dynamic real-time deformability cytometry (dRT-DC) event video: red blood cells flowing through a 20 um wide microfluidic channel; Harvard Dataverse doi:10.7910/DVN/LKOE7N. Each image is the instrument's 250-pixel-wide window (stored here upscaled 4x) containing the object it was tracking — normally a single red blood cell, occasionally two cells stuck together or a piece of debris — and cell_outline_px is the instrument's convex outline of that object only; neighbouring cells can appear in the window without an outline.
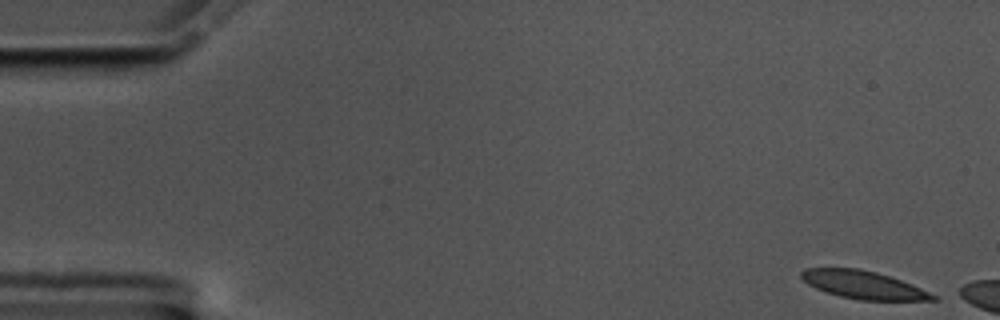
{"species": "common noctule bat (a hibernating species)", "species_latin": "Nyctalus noctula", "temperature_condition": "cold", "stored_images_in_passage": 12, "camera_frame_rate_fps": 3000, "um_per_image_px": 0.085, "animal": {"sex": "male", "body_mass_g": 17.5, "forearm_length_mm": 52.3}, "frame": {"image": 1, "passage_image": 1, "time_ms": 0.0, "image_size_px": [1000, 320], "cell_outline_px": [[940, 300], [860, 300], [840, 296], [816, 288], [808, 284], [800, 276], [800, 272], [804, 268], [860, 268], [876, 272], [912, 284], [936, 296]], "centroid_in_image_um": [73.36, 24.2], "position_along_channel_um": 11.6, "area_um2": 21.15}}